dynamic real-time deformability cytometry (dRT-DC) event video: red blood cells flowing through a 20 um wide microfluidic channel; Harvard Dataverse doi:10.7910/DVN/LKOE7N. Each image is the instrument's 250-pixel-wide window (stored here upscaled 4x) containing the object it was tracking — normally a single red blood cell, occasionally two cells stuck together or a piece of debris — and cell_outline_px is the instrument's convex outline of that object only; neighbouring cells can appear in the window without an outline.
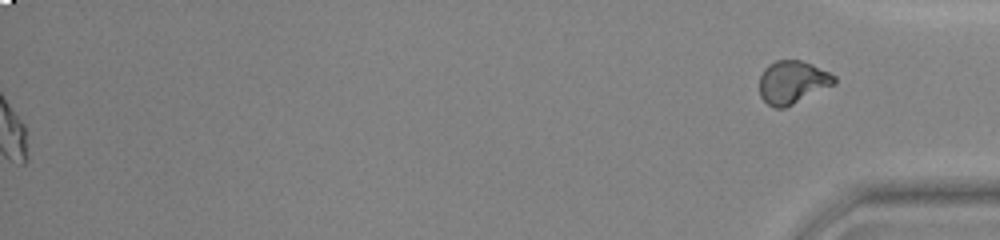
{"species": "common noctule bat (a hibernating species)", "species_latin": "Nyctalus noctula", "temperature_condition": "warm", "stored_images_in_passage": 54, "segment_of_instrument_passage": [2, 2], "camera_frame_rate_fps": 3000, "um_per_image_px": 0.085, "animal": {"sex": "female", "body_mass_g": 23.0, "forearm_length_mm": 53.4}, "frame": {"image": 1, "passage_image": 54, "time_ms": 17.667, "image_size_px": [1000, 240], "cell_outline_px": [[836, 84], [784, 108], [776, 108], [768, 104], [760, 96], [760, 76], [764, 68], [768, 64], [776, 60], [800, 60], [812, 64], [836, 76]], "centroid_in_image_um": [67.36, 6.98], "position_along_channel_um": 367.8, "area_um2": 18.73}}